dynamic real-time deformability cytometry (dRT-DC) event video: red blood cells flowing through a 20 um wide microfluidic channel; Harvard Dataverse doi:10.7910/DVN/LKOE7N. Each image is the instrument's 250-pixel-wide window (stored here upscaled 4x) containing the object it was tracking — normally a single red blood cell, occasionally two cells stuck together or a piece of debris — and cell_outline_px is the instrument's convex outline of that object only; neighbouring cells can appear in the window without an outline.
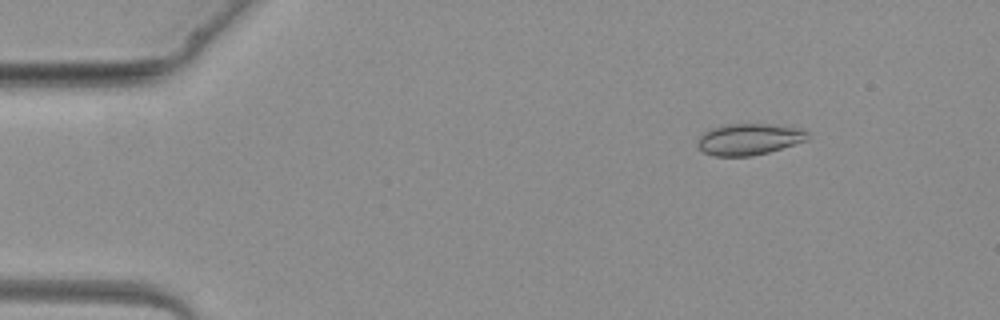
{"species": "common noctule bat (a hibernating species)", "species_latin": "Nyctalus noctula", "temperature_condition": "warm", "stored_images_in_passage": 3, "camera_frame_rate_fps": 3000, "um_per_image_px": 0.085, "animal": {"sex": "female", "body_mass_g": 19.3, "forearm_length_mm": 54.1}, "frame": {"image": 1, "passage_image": 1, "time_ms": 0.0, "image_size_px": [1000, 320], "cell_outline_px": [[808, 140], [768, 152], [752, 156], [716, 156], [704, 152], [700, 148], [700, 136], [704, 132], [712, 128], [728, 124], [768, 124], [804, 128], [808, 132]], "centroid_in_image_um": [63.73, 11.83], "position_along_channel_um": 21.3, "area_um2": 19.94}}
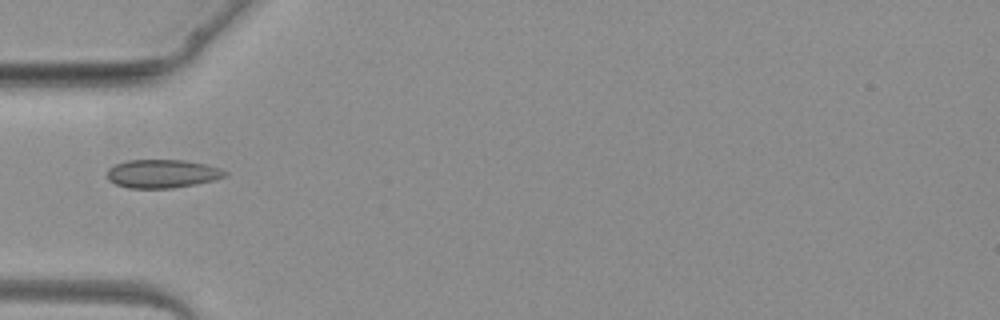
{"frame": {"image": 2, "passage_image": 3, "time_ms": 2.667, "image_size_px": [1000, 320], "cell_outline_px": [[228, 176], [196, 184], [172, 188], [128, 188], [116, 184], [108, 180], [108, 168], [116, 164], [128, 160], [184, 160], [204, 164], [220, 168], [228, 172]], "centroid_in_image_um": [13.8, 14.76], "position_along_channel_um": 71.2, "area_um2": 19.48}}